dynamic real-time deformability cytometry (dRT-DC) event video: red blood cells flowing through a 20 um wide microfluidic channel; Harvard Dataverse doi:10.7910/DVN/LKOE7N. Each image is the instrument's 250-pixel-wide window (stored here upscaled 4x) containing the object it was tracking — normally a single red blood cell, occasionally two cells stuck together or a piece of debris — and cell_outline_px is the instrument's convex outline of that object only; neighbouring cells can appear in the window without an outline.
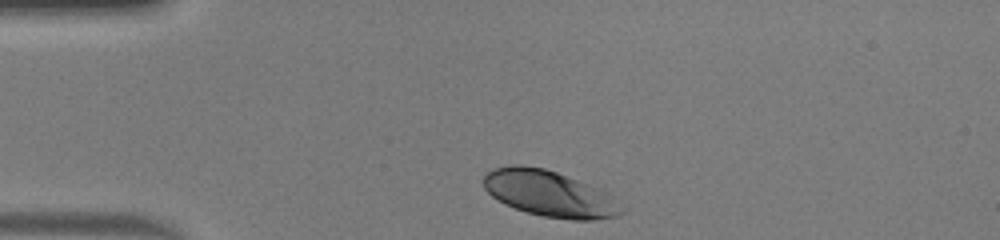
{"species": "human", "species_latin": "Homo sapiens", "temperature_condition": "warm", "stored_images_in_passage": 31, "camera_frame_rate_fps": 3000, "um_per_image_px": 0.085, "donor": {"sex": "male"}, "frame": {"image": 1, "passage_image": 1, "time_ms": 0.0, "image_size_px": [1000, 240], "cell_outline_px": [[624, 212], [616, 216], [592, 220], [572, 220], [544, 216], [528, 212], [504, 204], [492, 196], [484, 188], [484, 172], [492, 168], [512, 164], [520, 164], [544, 168], [556, 172], [596, 188]], "centroid_in_image_um": [46.54, 16.44], "position_along_channel_um": 38.5, "area_um2": 36.01}}
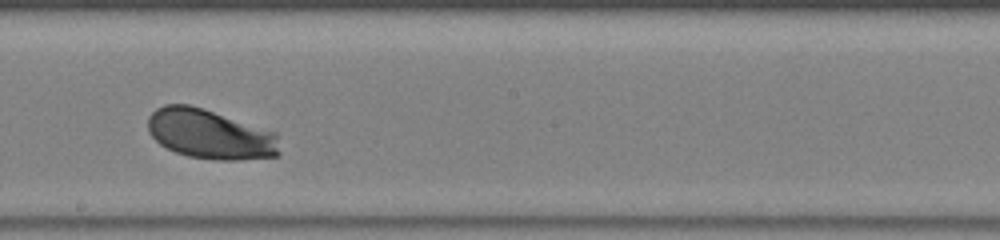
{"frame": {"image": 2, "passage_image": 18, "time_ms": 5.667, "image_size_px": [1000, 240], "cell_outline_px": [[280, 156], [236, 160], [216, 160], [188, 156], [176, 152], [160, 144], [148, 132], [148, 116], [156, 108], [164, 104], [188, 104], [204, 108], [276, 132], [280, 152]], "centroid_in_image_um": [17.85, 11.4], "position_along_channel_um": 230.3, "area_um2": 38.32}}
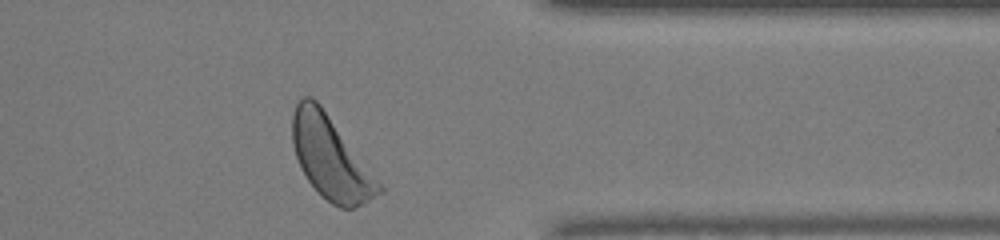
{"frame": {"image": 3, "passage_image": 30, "time_ms": 9.667, "image_size_px": [1000, 240], "cell_outline_px": [[384, 192], [364, 204], [352, 208], [340, 208], [332, 204], [308, 180], [300, 168], [292, 144], [292, 116], [296, 104], [304, 96], [312, 96], [320, 104], [384, 188]], "centroid_in_image_um": [28.1, 13.42], "position_along_channel_um": 383.3, "area_um2": 40.98}, "authors_computed_cell_mechanics": {"area_um2": 37.0498, "velocity_mm_per_s": 4.0999, "shape_relaxation_time_tau1_ms": 1.3176, "shape_relaxation_time_tau2_ms": 5.2708, "deformation_change_tau1": 0.1292, "deformation_change_tau2": 0.1944}}